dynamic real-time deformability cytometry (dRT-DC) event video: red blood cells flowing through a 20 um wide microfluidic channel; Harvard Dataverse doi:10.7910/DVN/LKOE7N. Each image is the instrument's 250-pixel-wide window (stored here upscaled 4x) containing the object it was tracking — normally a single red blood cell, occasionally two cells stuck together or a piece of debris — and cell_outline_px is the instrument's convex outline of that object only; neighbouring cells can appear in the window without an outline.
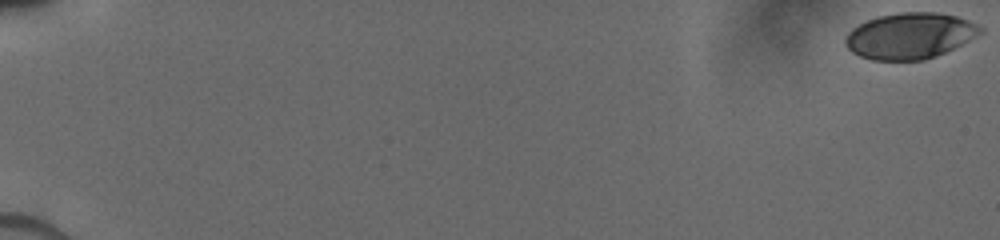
{"species": "human", "species_latin": "Homo sapiens", "temperature_condition": "cold", "stored_images_in_passage": 16, "camera_frame_rate_fps": 3000, "um_per_image_px": 0.085, "donor": {"sex": "male"}, "frame": {"image": 1, "passage_image": 1, "time_ms": 0.0, "image_size_px": [1000, 240], "cell_outline_px": [[984, 32], [936, 56], [924, 60], [872, 60], [860, 56], [852, 52], [848, 48], [844, 40], [848, 32], [852, 28], [876, 16], [900, 12], [936, 12], [956, 16], [968, 20], [984, 28]], "centroid_in_image_um": [77.33, 3.04], "position_along_channel_um": 7.7, "area_um2": 36.07}}
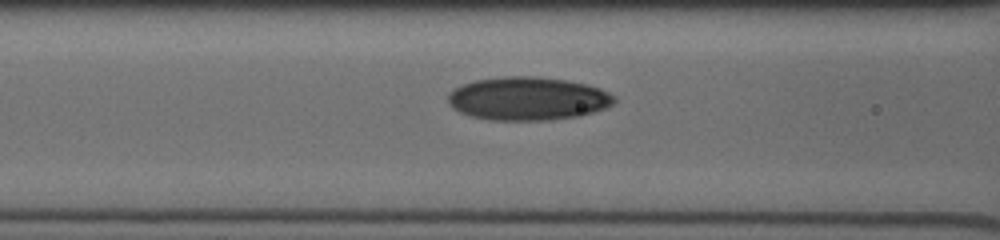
{"frame": {"image": 2, "passage_image": 14, "time_ms": 8.0, "image_size_px": [1000, 240], "cell_outline_px": [[616, 100], [612, 104], [604, 108], [580, 116], [548, 120], [488, 120], [472, 116], [460, 112], [452, 108], [448, 104], [448, 92], [464, 84], [476, 80], [504, 76], [536, 76], [568, 80], [588, 84], [600, 88], [616, 96]], "centroid_in_image_um": [44.87, 8.38], "position_along_channel_um": 121.7, "area_um2": 42.14}}
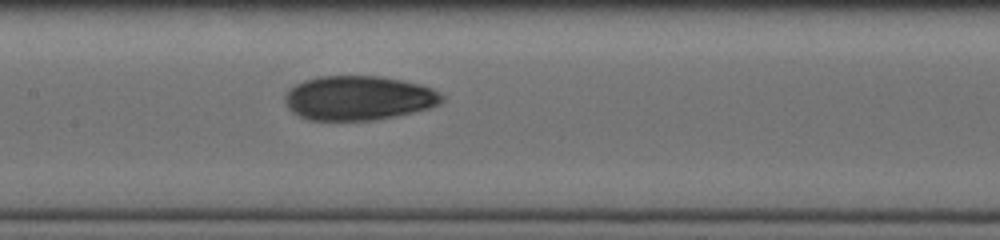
{"frame": {"image": 3, "passage_image": 16, "time_ms": 9.333, "image_size_px": [1000, 240], "cell_outline_px": [[444, 100], [440, 104], [428, 108], [396, 116], [372, 120], [308, 120], [292, 112], [288, 108], [284, 100], [284, 96], [288, 88], [304, 80], [316, 76], [380, 76], [420, 84], [432, 88], [440, 92], [444, 96]], "centroid_in_image_um": [30.46, 8.32], "position_along_channel_um": 176.9, "area_um2": 40.81}}